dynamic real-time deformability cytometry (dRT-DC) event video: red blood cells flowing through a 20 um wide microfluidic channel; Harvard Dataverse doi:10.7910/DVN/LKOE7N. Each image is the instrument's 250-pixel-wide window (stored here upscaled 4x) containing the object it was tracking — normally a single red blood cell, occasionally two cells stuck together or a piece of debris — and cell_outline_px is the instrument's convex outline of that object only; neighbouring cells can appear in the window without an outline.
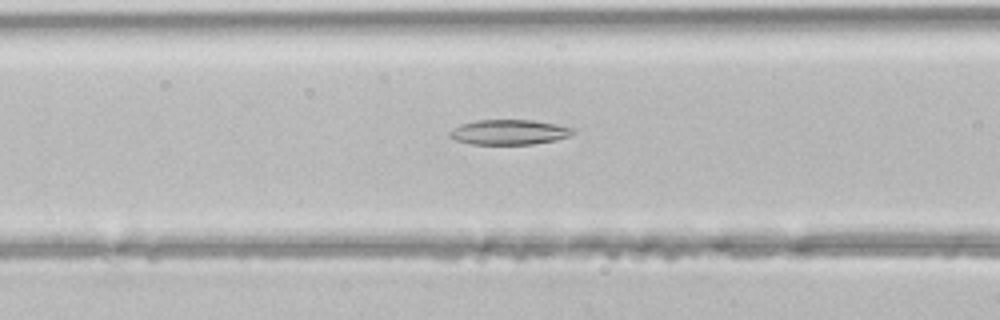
{"species": "common noctule bat (a hibernating species)", "species_latin": "Nyctalus noctula", "temperature_condition": "room temperature", "stored_images_in_passage": 29, "camera_frame_rate_fps": 3000, "um_per_image_px": 0.085, "animal": {"sex": "male", "body_mass_g": 21.5, "forearm_length_mm": 52.0}, "frame": {"image": 1, "passage_image": 6, "time_ms": 1.667, "image_size_px": [1000, 320], "cell_outline_px": [[576, 132], [572, 136], [556, 140], [532, 144], [472, 144], [456, 140], [448, 136], [448, 132], [452, 128], [460, 124], [476, 120], [532, 120], [556, 124], [576, 128]], "centroid_in_image_um": [43.3, 11.23], "position_along_channel_um": 123.3, "area_um2": 18.21}}
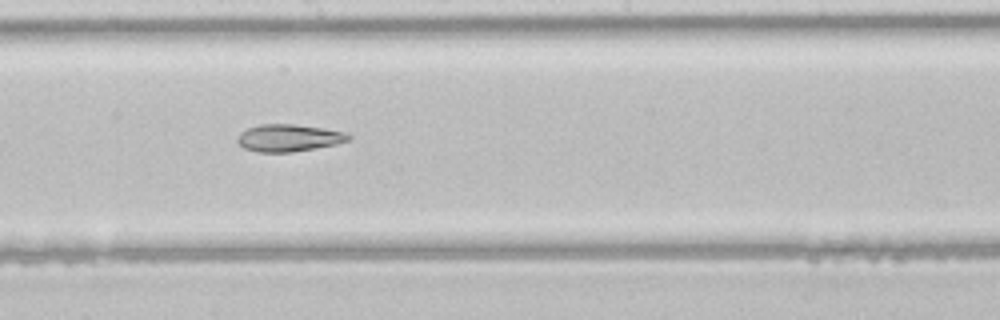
{"frame": {"image": 2, "passage_image": 13, "time_ms": 4.0, "image_size_px": [1000, 320], "cell_outline_px": [[352, 136], [348, 140], [336, 144], [292, 152], [260, 152], [244, 148], [236, 140], [240, 132], [248, 128], [260, 124], [296, 124], [324, 128], [348, 132]], "centroid_in_image_um": [24.56, 11.71], "position_along_channel_um": 223.6, "area_um2": 17.63}}
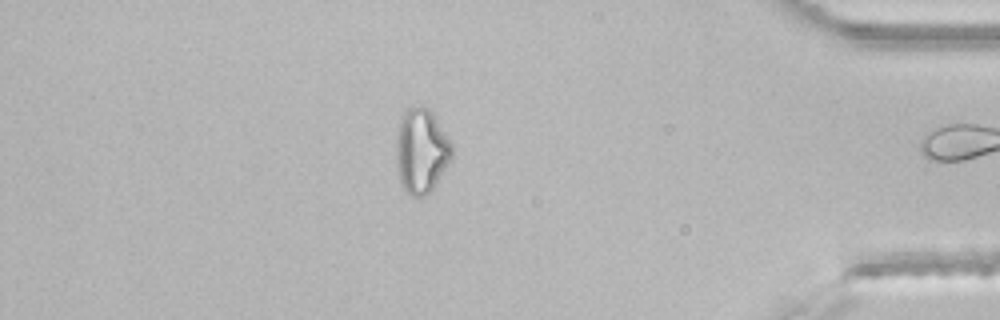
{"frame": {"image": 3, "passage_image": 28, "time_ms": 9.0, "image_size_px": [1000, 320], "cell_outline_px": [[452, 156], [432, 188], [424, 196], [412, 196], [404, 188], [400, 180], [396, 164], [396, 140], [400, 116], [412, 104], [428, 108], [432, 112], [452, 144]], "centroid_in_image_um": [35.78, 12.77], "position_along_channel_um": 399.4, "area_um2": 27.17}}